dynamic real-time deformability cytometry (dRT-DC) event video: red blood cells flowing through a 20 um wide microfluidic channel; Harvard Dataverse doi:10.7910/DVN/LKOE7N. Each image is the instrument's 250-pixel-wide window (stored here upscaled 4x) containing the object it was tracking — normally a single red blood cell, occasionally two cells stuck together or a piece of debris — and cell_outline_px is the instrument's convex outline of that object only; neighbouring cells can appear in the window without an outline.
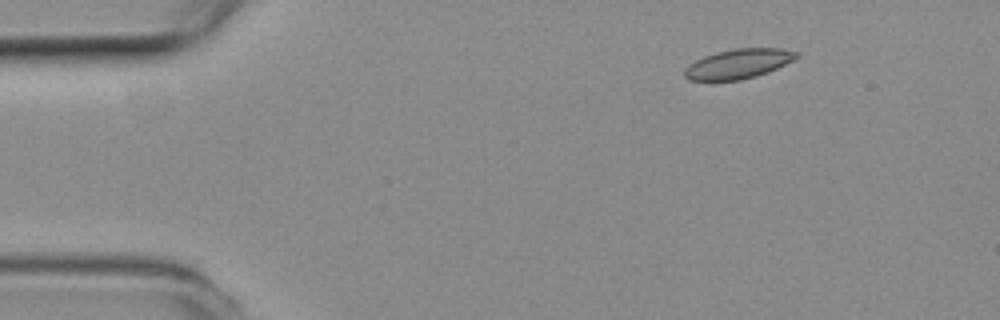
{"species": "common noctule bat (a hibernating species)", "species_latin": "Nyctalus noctula", "temperature_condition": "room temperature", "stored_images_in_passage": 5, "camera_frame_rate_fps": 3000, "um_per_image_px": 0.085, "animal": {"sex": "female", "body_mass_g": 19.3, "forearm_length_mm": 54.1}, "frame": {"image": 1, "passage_image": 3, "time_ms": 0.667, "image_size_px": [1000, 320], "cell_outline_px": [[800, 56], [776, 68], [756, 76], [740, 80], [688, 80], [684, 76], [684, 68], [688, 64], [704, 56], [716, 52], [736, 48], [780, 48], [800, 52]], "centroid_in_image_um": [62.74, 5.41], "position_along_channel_um": 22.3, "area_um2": 19.25}}